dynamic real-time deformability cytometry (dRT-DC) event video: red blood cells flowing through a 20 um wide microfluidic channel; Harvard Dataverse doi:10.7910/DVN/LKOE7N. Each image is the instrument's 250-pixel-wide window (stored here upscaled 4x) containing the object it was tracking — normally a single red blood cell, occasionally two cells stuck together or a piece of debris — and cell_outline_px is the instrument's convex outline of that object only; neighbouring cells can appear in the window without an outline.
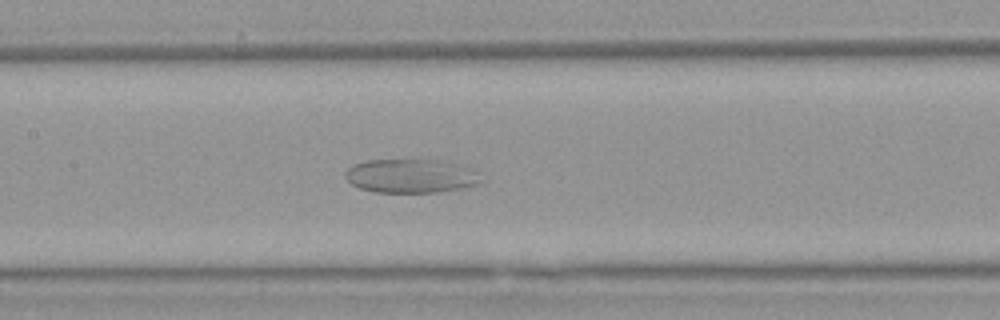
{"species": "Egyptian fruit bat (a non-hibernating species)", "species_latin": "Rousettus aegyptiacus", "temperature_condition": "warm", "stored_images_in_passage": 53, "camera_frame_rate_fps": 3000, "um_per_image_px": 0.085, "animal": {"sex": "female"}, "frame": {"image": 1, "passage_image": 25, "time_ms": 8.0, "image_size_px": [1000, 320], "cell_outline_px": [[484, 180], [476, 184], [464, 188], [440, 192], [376, 192], [360, 188], [352, 184], [344, 176], [344, 172], [352, 164], [368, 160], [444, 160], [460, 164], [472, 168]], "centroid_in_image_um": [34.95, 14.95], "position_along_channel_um": 172.5, "area_um2": 26.99}}
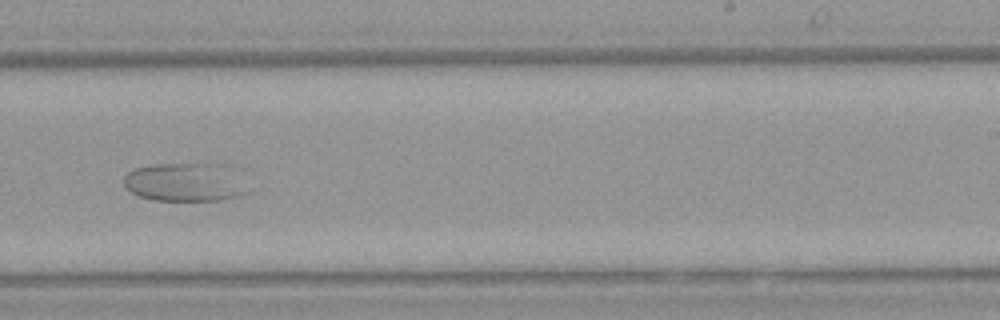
{"frame": {"image": 2, "passage_image": 33, "time_ms": 10.667, "image_size_px": [1000, 320], "cell_outline_px": [[252, 192], [220, 200], [152, 200], [140, 196], [132, 192], [124, 184], [124, 176], [128, 172], [136, 168], [156, 164], [212, 164]], "centroid_in_image_um": [15.54, 15.53], "position_along_channel_um": 273.5, "area_um2": 26.18}}
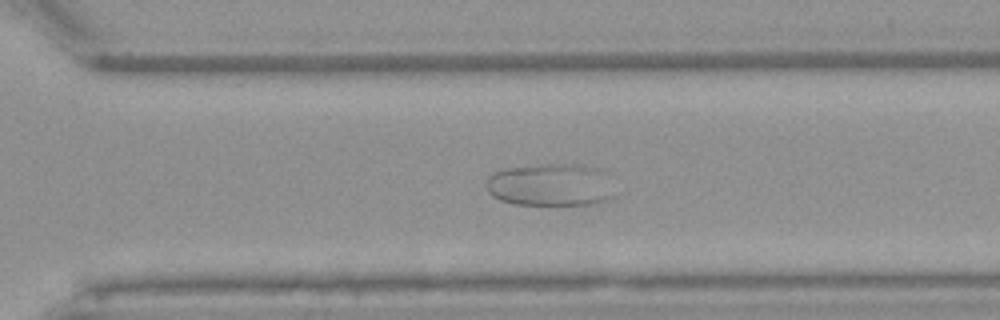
{"frame": {"image": 3, "passage_image": 37, "time_ms": 12.0, "image_size_px": [1000, 320], "cell_outline_px": [[612, 196], [596, 204], [512, 204], [500, 200], [492, 196], [488, 192], [488, 176], [492, 172], [504, 168], [540, 164], [588, 164], [600, 168], [604, 172]], "centroid_in_image_um": [46.74, 15.69], "position_along_channel_um": 323.9, "area_um2": 31.73}}